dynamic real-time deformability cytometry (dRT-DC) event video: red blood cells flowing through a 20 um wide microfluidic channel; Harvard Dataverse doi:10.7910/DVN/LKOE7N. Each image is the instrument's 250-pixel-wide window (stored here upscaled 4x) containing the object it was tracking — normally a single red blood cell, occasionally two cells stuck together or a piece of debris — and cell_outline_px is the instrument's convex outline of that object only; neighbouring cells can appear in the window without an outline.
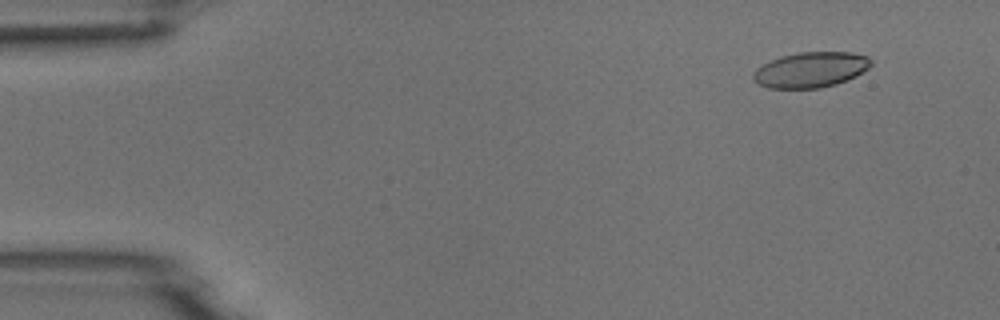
{"species": "common noctule bat (a hibernating species)", "species_latin": "Nyctalus noctula", "temperature_condition": "room temperature", "stored_images_in_passage": 5, "camera_frame_rate_fps": 3000, "um_per_image_px": 0.085, "animal": {"sex": "male", "body_mass_g": 18.8}, "frame": {"image": 1, "passage_image": 2, "time_ms": 1.0, "image_size_px": [1000, 320], "cell_outline_px": [[872, 64], [868, 68], [856, 76], [848, 80], [836, 84], [820, 88], [768, 88], [752, 80], [752, 72], [756, 68], [780, 56], [800, 52], [852, 52], [868, 56], [872, 60]], "centroid_in_image_um": [68.92, 5.93], "position_along_channel_um": 16.1, "area_um2": 24.45}}
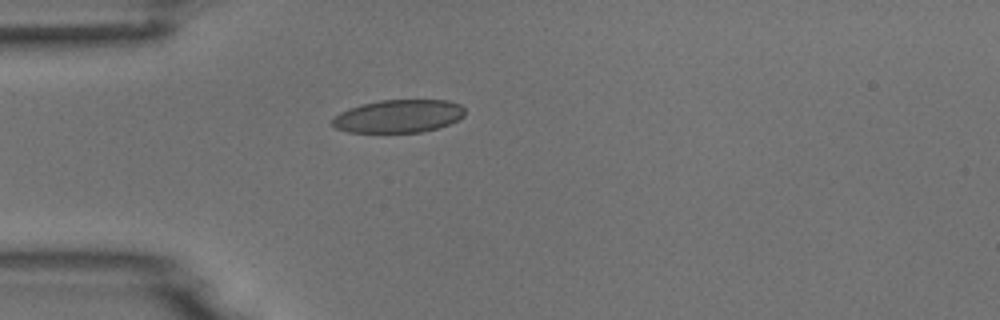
{"frame": {"image": 2, "passage_image": 5, "time_ms": 4.333, "image_size_px": [1000, 320], "cell_outline_px": [[464, 116], [460, 120], [440, 128], [420, 132], [348, 132], [336, 128], [332, 124], [332, 120], [340, 112], [364, 104], [380, 100], [448, 100], [460, 104], [464, 108]], "centroid_in_image_um": [33.94, 9.88], "position_along_channel_um": 51.1, "area_um2": 25.43}}